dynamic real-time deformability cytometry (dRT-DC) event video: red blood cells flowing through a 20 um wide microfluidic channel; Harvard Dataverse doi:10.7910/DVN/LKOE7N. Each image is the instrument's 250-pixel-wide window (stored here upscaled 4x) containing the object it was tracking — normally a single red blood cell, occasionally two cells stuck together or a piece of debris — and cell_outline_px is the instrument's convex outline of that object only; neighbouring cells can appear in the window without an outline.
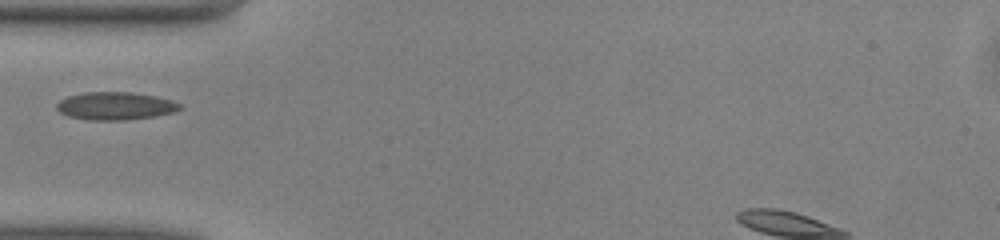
{"species": "common noctule bat (a hibernating species)", "species_latin": "Nyctalus noctula", "temperature_condition": "warm", "stored_images_in_passage": 25, "camera_frame_rate_fps": 3000, "um_per_image_px": 0.085, "animal": {"sex": "male", "body_mass_g": 13.0, "forearm_length_mm": 53.1}, "frame": {"image": 1, "passage_image": 1, "time_ms": 0.0, "image_size_px": [1000, 240], "cell_outline_px": [[184, 108], [176, 112], [156, 116], [124, 120], [88, 120], [68, 116], [60, 112], [56, 108], [56, 104], [60, 100], [68, 96], [84, 92], [132, 92], [156, 96], [172, 100], [180, 104]], "centroid_in_image_um": [9.83, 9.0], "position_along_channel_um": 75.2, "area_um2": 20.17}}
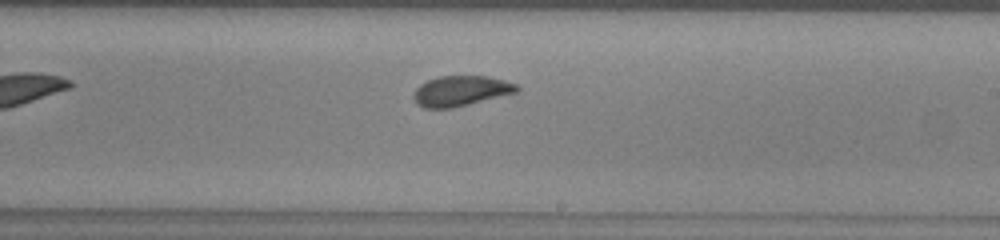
{"frame": {"image": 2, "passage_image": 14, "time_ms": 4.333, "image_size_px": [1000, 240], "cell_outline_px": [[520, 88], [516, 92], [452, 108], [424, 108], [416, 104], [412, 96], [416, 88], [420, 84], [428, 80], [440, 76], [488, 76], [504, 80], [516, 84]], "centroid_in_image_um": [39.13, 7.72], "position_along_channel_um": 249.9, "area_um2": 18.09}}
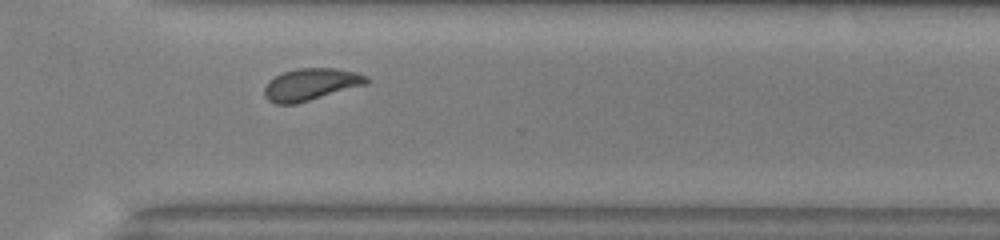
{"frame": {"image": 3, "passage_image": 21, "time_ms": 6.667, "image_size_px": [1000, 240], "cell_outline_px": [[368, 84], [296, 104], [276, 104], [268, 100], [264, 96], [264, 88], [268, 80], [284, 72], [296, 68], [336, 68], [356, 72], [368, 76]], "centroid_in_image_um": [26.42, 7.17], "position_along_channel_um": 344.2, "area_um2": 19.19}}